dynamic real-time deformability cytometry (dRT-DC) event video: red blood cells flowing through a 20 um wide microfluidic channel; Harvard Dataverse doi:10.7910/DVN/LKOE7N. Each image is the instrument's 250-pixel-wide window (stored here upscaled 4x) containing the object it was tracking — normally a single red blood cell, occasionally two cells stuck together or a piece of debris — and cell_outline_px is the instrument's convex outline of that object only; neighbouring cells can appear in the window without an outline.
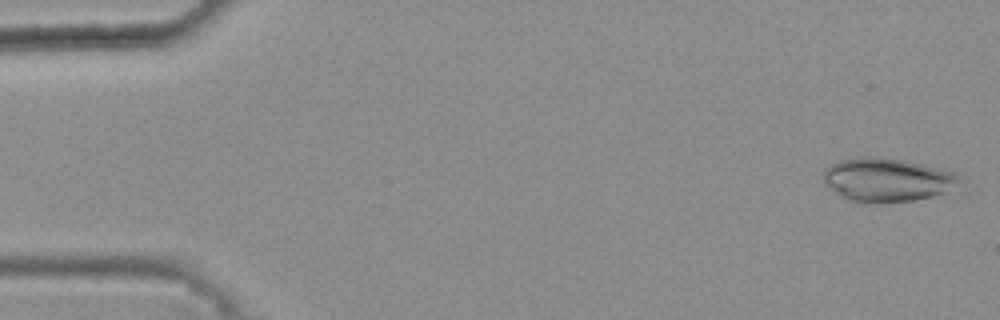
{"species": "common noctule bat (a hibernating species)", "species_latin": "Nyctalus noctula", "temperature_condition": "warm", "stored_images_in_passage": 46, "camera_frame_rate_fps": 3000, "um_per_image_px": 0.085, "animal": {"sex": "female", "body_mass_g": 25.1}, "frame": {"image": 1, "passage_image": 2, "time_ms": 0.333, "image_size_px": [1000, 320], "cell_outline_px": [[960, 180], [944, 192], [932, 196], [916, 200], [876, 204], [864, 204], [848, 200], [840, 196], [824, 184], [824, 168], [840, 160], [856, 156], [880, 156], [904, 160], [944, 168], [956, 172], [960, 176]], "centroid_in_image_um": [75.36, 15.28], "position_along_channel_um": 9.6, "area_um2": 35.2}}
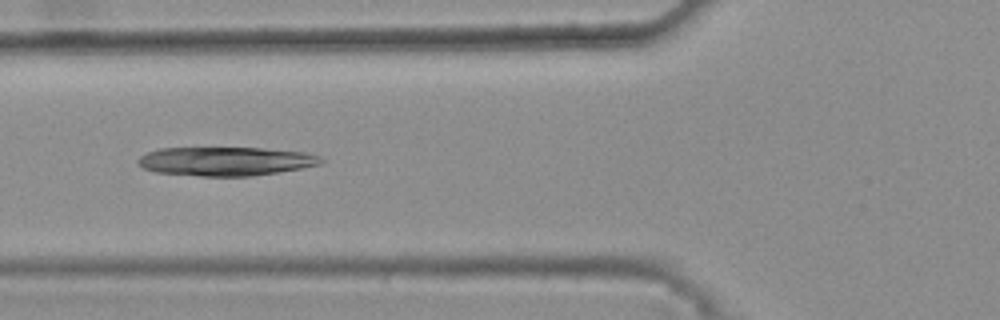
{"frame": {"image": 2, "passage_image": 20, "time_ms": 6.333, "image_size_px": [1000, 320], "cell_outline_px": [[324, 160], [320, 164], [300, 168], [252, 176], [200, 176], [156, 172], [144, 168], [136, 160], [140, 156], [148, 152], [160, 148], [264, 148], [304, 152], [320, 156]], "centroid_in_image_um": [19.17, 13.7], "position_along_channel_um": 106.6, "area_um2": 30.58}}
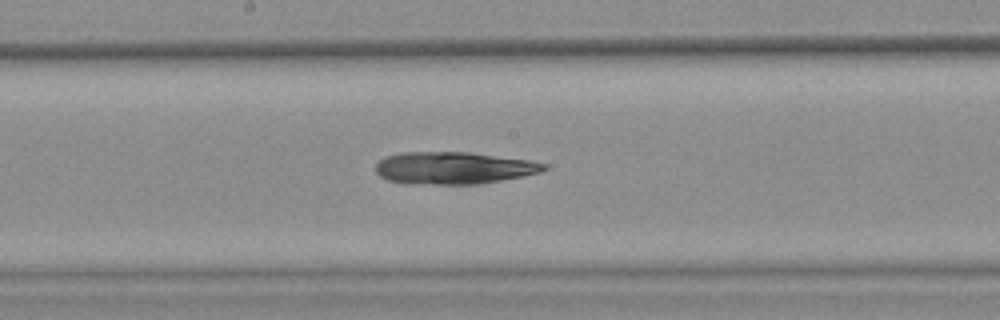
{"frame": {"image": 3, "passage_image": 28, "time_ms": 9.0, "image_size_px": [1000, 320], "cell_outline_px": [[548, 168], [540, 172], [480, 184], [436, 184], [388, 180], [380, 176], [376, 172], [376, 164], [384, 156], [400, 152], [468, 152], [528, 160], [548, 164]], "centroid_in_image_um": [38.56, 14.26], "position_along_channel_um": 209.6, "area_um2": 31.15}}